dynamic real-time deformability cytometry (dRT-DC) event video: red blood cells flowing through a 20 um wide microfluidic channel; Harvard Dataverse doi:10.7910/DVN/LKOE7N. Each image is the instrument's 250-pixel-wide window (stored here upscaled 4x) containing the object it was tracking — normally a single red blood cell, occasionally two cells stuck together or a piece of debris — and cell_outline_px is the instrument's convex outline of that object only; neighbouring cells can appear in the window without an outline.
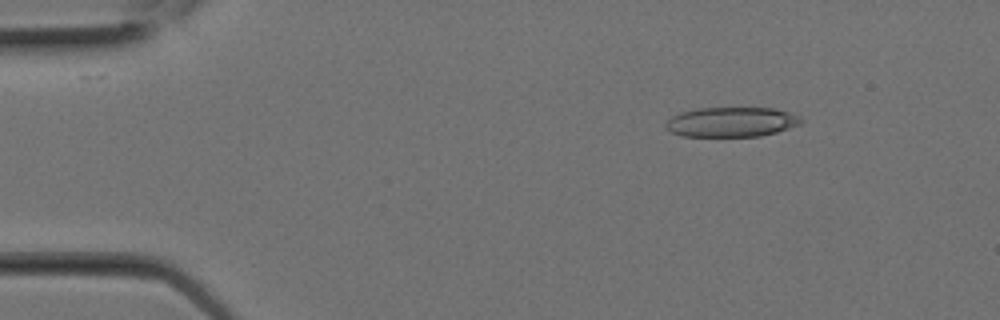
{"species": "Egyptian fruit bat (a non-hibernating species)", "species_latin": "Rousettus aegyptiacus", "temperature_condition": "room temperature", "stored_images_in_passage": 2, "camera_frame_rate_fps": 3000, "um_per_image_px": 0.085, "animal": {"sex": "female"}, "frame": {"image": 1, "passage_image": 1, "time_ms": 0.0, "image_size_px": [1000, 320], "cell_outline_px": [[804, 120], [800, 124], [776, 132], [760, 136], [680, 136], [664, 128], [664, 124], [672, 116], [680, 112], [696, 108], [776, 108], [800, 116]], "centroid_in_image_um": [62.15, 10.36], "position_along_channel_um": 22.8, "area_um2": 23.58}}
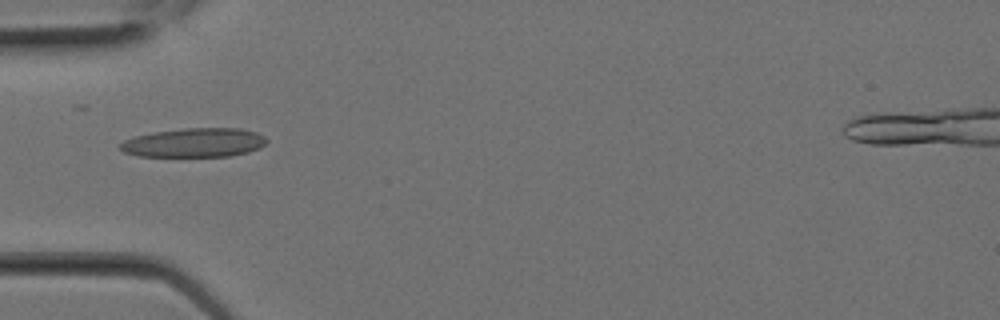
{"frame": {"image": 2, "passage_image": 2, "time_ms": 0.333, "image_size_px": [1000, 320], "cell_outline_px": [[268, 140], [260, 148], [248, 152], [228, 156], [140, 156], [124, 152], [120, 148], [120, 144], [124, 140], [136, 136], [152, 132], [184, 128], [240, 128], [256, 132], [264, 136]], "centroid_in_image_um": [16.53, 12.12], "position_along_channel_um": 68.5, "area_um2": 24.74}}